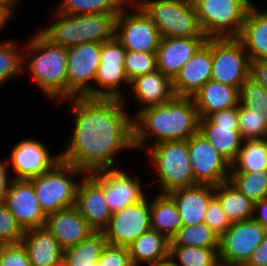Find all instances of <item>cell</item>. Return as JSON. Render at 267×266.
Instances as JSON below:
<instances>
[{"label": "cell", "instance_id": "obj_1", "mask_svg": "<svg viewBox=\"0 0 267 266\" xmlns=\"http://www.w3.org/2000/svg\"><path fill=\"white\" fill-rule=\"evenodd\" d=\"M64 102L71 103L74 124L66 147L59 152L62 161L89 174L116 169L118 154L135 151L128 103L119 98L73 97L57 104Z\"/></svg>", "mask_w": 267, "mask_h": 266}, {"label": "cell", "instance_id": "obj_2", "mask_svg": "<svg viewBox=\"0 0 267 266\" xmlns=\"http://www.w3.org/2000/svg\"><path fill=\"white\" fill-rule=\"evenodd\" d=\"M199 122L192 97L174 96L164 104L144 108L133 117L135 152L161 142L188 140L199 132Z\"/></svg>", "mask_w": 267, "mask_h": 266}, {"label": "cell", "instance_id": "obj_3", "mask_svg": "<svg viewBox=\"0 0 267 266\" xmlns=\"http://www.w3.org/2000/svg\"><path fill=\"white\" fill-rule=\"evenodd\" d=\"M35 33L24 45L23 74L30 73L49 101L67 100V48L51 43L39 31Z\"/></svg>", "mask_w": 267, "mask_h": 266}, {"label": "cell", "instance_id": "obj_4", "mask_svg": "<svg viewBox=\"0 0 267 266\" xmlns=\"http://www.w3.org/2000/svg\"><path fill=\"white\" fill-rule=\"evenodd\" d=\"M51 24L38 31L51 43L69 48L83 43H103L115 37L118 14L68 15L52 11Z\"/></svg>", "mask_w": 267, "mask_h": 266}, {"label": "cell", "instance_id": "obj_5", "mask_svg": "<svg viewBox=\"0 0 267 266\" xmlns=\"http://www.w3.org/2000/svg\"><path fill=\"white\" fill-rule=\"evenodd\" d=\"M147 152V153H146ZM144 153L157 176L150 185L159 183L158 193L168 194L174 190L196 185L190 162L187 140L166 141L154 144ZM157 180V181H156Z\"/></svg>", "mask_w": 267, "mask_h": 266}, {"label": "cell", "instance_id": "obj_6", "mask_svg": "<svg viewBox=\"0 0 267 266\" xmlns=\"http://www.w3.org/2000/svg\"><path fill=\"white\" fill-rule=\"evenodd\" d=\"M85 174L61 160L51 170L29 179L44 213L49 215L75 206L79 178Z\"/></svg>", "mask_w": 267, "mask_h": 266}, {"label": "cell", "instance_id": "obj_7", "mask_svg": "<svg viewBox=\"0 0 267 266\" xmlns=\"http://www.w3.org/2000/svg\"><path fill=\"white\" fill-rule=\"evenodd\" d=\"M151 18L161 37H206L192 0H134Z\"/></svg>", "mask_w": 267, "mask_h": 266}, {"label": "cell", "instance_id": "obj_8", "mask_svg": "<svg viewBox=\"0 0 267 266\" xmlns=\"http://www.w3.org/2000/svg\"><path fill=\"white\" fill-rule=\"evenodd\" d=\"M251 0H192L198 22L207 38L238 37Z\"/></svg>", "mask_w": 267, "mask_h": 266}, {"label": "cell", "instance_id": "obj_9", "mask_svg": "<svg viewBox=\"0 0 267 266\" xmlns=\"http://www.w3.org/2000/svg\"><path fill=\"white\" fill-rule=\"evenodd\" d=\"M115 37L125 50L148 53H157L161 40L154 22L134 0L116 17Z\"/></svg>", "mask_w": 267, "mask_h": 266}, {"label": "cell", "instance_id": "obj_10", "mask_svg": "<svg viewBox=\"0 0 267 266\" xmlns=\"http://www.w3.org/2000/svg\"><path fill=\"white\" fill-rule=\"evenodd\" d=\"M249 73L248 53L237 37L212 38L211 80L240 89Z\"/></svg>", "mask_w": 267, "mask_h": 266}, {"label": "cell", "instance_id": "obj_11", "mask_svg": "<svg viewBox=\"0 0 267 266\" xmlns=\"http://www.w3.org/2000/svg\"><path fill=\"white\" fill-rule=\"evenodd\" d=\"M266 228L254 219L232 223L219 237L221 266H244L262 243Z\"/></svg>", "mask_w": 267, "mask_h": 266}, {"label": "cell", "instance_id": "obj_12", "mask_svg": "<svg viewBox=\"0 0 267 266\" xmlns=\"http://www.w3.org/2000/svg\"><path fill=\"white\" fill-rule=\"evenodd\" d=\"M199 132L227 162L232 164L243 143L238 126V105L201 118Z\"/></svg>", "mask_w": 267, "mask_h": 266}, {"label": "cell", "instance_id": "obj_13", "mask_svg": "<svg viewBox=\"0 0 267 266\" xmlns=\"http://www.w3.org/2000/svg\"><path fill=\"white\" fill-rule=\"evenodd\" d=\"M101 43L67 48V99L84 97L92 88L100 65Z\"/></svg>", "mask_w": 267, "mask_h": 266}, {"label": "cell", "instance_id": "obj_14", "mask_svg": "<svg viewBox=\"0 0 267 266\" xmlns=\"http://www.w3.org/2000/svg\"><path fill=\"white\" fill-rule=\"evenodd\" d=\"M148 198L146 194L137 203L112 213L108 226L102 231L107 244L127 247L151 229Z\"/></svg>", "mask_w": 267, "mask_h": 266}, {"label": "cell", "instance_id": "obj_15", "mask_svg": "<svg viewBox=\"0 0 267 266\" xmlns=\"http://www.w3.org/2000/svg\"><path fill=\"white\" fill-rule=\"evenodd\" d=\"M10 151L7 163L12 179L29 180L40 176L61 161L60 153L51 155L42 141L31 137L20 140Z\"/></svg>", "mask_w": 267, "mask_h": 266}, {"label": "cell", "instance_id": "obj_16", "mask_svg": "<svg viewBox=\"0 0 267 266\" xmlns=\"http://www.w3.org/2000/svg\"><path fill=\"white\" fill-rule=\"evenodd\" d=\"M75 206L94 231H103L108 226L112 211L104 192V170L80 178Z\"/></svg>", "mask_w": 267, "mask_h": 266}, {"label": "cell", "instance_id": "obj_17", "mask_svg": "<svg viewBox=\"0 0 267 266\" xmlns=\"http://www.w3.org/2000/svg\"><path fill=\"white\" fill-rule=\"evenodd\" d=\"M187 144L197 184L217 186L228 181L231 164L212 147L200 132L190 137Z\"/></svg>", "mask_w": 267, "mask_h": 266}, {"label": "cell", "instance_id": "obj_18", "mask_svg": "<svg viewBox=\"0 0 267 266\" xmlns=\"http://www.w3.org/2000/svg\"><path fill=\"white\" fill-rule=\"evenodd\" d=\"M3 203L24 231L44 227L47 215L30 180L11 179Z\"/></svg>", "mask_w": 267, "mask_h": 266}, {"label": "cell", "instance_id": "obj_19", "mask_svg": "<svg viewBox=\"0 0 267 266\" xmlns=\"http://www.w3.org/2000/svg\"><path fill=\"white\" fill-rule=\"evenodd\" d=\"M212 78V38L196 51L172 80L177 97H192Z\"/></svg>", "mask_w": 267, "mask_h": 266}, {"label": "cell", "instance_id": "obj_20", "mask_svg": "<svg viewBox=\"0 0 267 266\" xmlns=\"http://www.w3.org/2000/svg\"><path fill=\"white\" fill-rule=\"evenodd\" d=\"M129 173L118 167L104 170V192L112 213L137 203L146 195L148 183L144 185L141 175Z\"/></svg>", "mask_w": 267, "mask_h": 266}, {"label": "cell", "instance_id": "obj_21", "mask_svg": "<svg viewBox=\"0 0 267 266\" xmlns=\"http://www.w3.org/2000/svg\"><path fill=\"white\" fill-rule=\"evenodd\" d=\"M129 90L128 95L122 99L123 102L127 104L129 95H132V100L140 106L136 112L132 113V117L144 108L164 104L175 96L172 80L158 69L132 79Z\"/></svg>", "mask_w": 267, "mask_h": 266}, {"label": "cell", "instance_id": "obj_22", "mask_svg": "<svg viewBox=\"0 0 267 266\" xmlns=\"http://www.w3.org/2000/svg\"><path fill=\"white\" fill-rule=\"evenodd\" d=\"M206 40L207 37H161L157 69L173 80Z\"/></svg>", "mask_w": 267, "mask_h": 266}, {"label": "cell", "instance_id": "obj_23", "mask_svg": "<svg viewBox=\"0 0 267 266\" xmlns=\"http://www.w3.org/2000/svg\"><path fill=\"white\" fill-rule=\"evenodd\" d=\"M44 227L63 250L78 245L94 232L76 206L47 215Z\"/></svg>", "mask_w": 267, "mask_h": 266}, {"label": "cell", "instance_id": "obj_24", "mask_svg": "<svg viewBox=\"0 0 267 266\" xmlns=\"http://www.w3.org/2000/svg\"><path fill=\"white\" fill-rule=\"evenodd\" d=\"M168 195L174 200L182 220V226L204 223L210 200L214 197V186L196 184L174 190Z\"/></svg>", "mask_w": 267, "mask_h": 266}, {"label": "cell", "instance_id": "obj_25", "mask_svg": "<svg viewBox=\"0 0 267 266\" xmlns=\"http://www.w3.org/2000/svg\"><path fill=\"white\" fill-rule=\"evenodd\" d=\"M21 243L32 266H54L63 260L64 250L45 227L26 230Z\"/></svg>", "mask_w": 267, "mask_h": 266}, {"label": "cell", "instance_id": "obj_26", "mask_svg": "<svg viewBox=\"0 0 267 266\" xmlns=\"http://www.w3.org/2000/svg\"><path fill=\"white\" fill-rule=\"evenodd\" d=\"M237 38L242 42L250 61L267 59V9H259L257 4H253L247 11Z\"/></svg>", "mask_w": 267, "mask_h": 266}, {"label": "cell", "instance_id": "obj_27", "mask_svg": "<svg viewBox=\"0 0 267 266\" xmlns=\"http://www.w3.org/2000/svg\"><path fill=\"white\" fill-rule=\"evenodd\" d=\"M200 119L209 114L235 107L239 104V88L213 80L207 81L192 96Z\"/></svg>", "mask_w": 267, "mask_h": 266}, {"label": "cell", "instance_id": "obj_28", "mask_svg": "<svg viewBox=\"0 0 267 266\" xmlns=\"http://www.w3.org/2000/svg\"><path fill=\"white\" fill-rule=\"evenodd\" d=\"M124 66L125 64L100 63L93 88L84 97L123 99L130 86Z\"/></svg>", "mask_w": 267, "mask_h": 266}, {"label": "cell", "instance_id": "obj_29", "mask_svg": "<svg viewBox=\"0 0 267 266\" xmlns=\"http://www.w3.org/2000/svg\"><path fill=\"white\" fill-rule=\"evenodd\" d=\"M170 240L162 233L150 229L127 246L133 266H144L169 256Z\"/></svg>", "mask_w": 267, "mask_h": 266}, {"label": "cell", "instance_id": "obj_30", "mask_svg": "<svg viewBox=\"0 0 267 266\" xmlns=\"http://www.w3.org/2000/svg\"><path fill=\"white\" fill-rule=\"evenodd\" d=\"M151 229L164 234L169 240L182 227V220L174 200L164 193L150 199Z\"/></svg>", "mask_w": 267, "mask_h": 266}, {"label": "cell", "instance_id": "obj_31", "mask_svg": "<svg viewBox=\"0 0 267 266\" xmlns=\"http://www.w3.org/2000/svg\"><path fill=\"white\" fill-rule=\"evenodd\" d=\"M214 196L231 224L253 219L254 203L228 181L214 186Z\"/></svg>", "mask_w": 267, "mask_h": 266}, {"label": "cell", "instance_id": "obj_32", "mask_svg": "<svg viewBox=\"0 0 267 266\" xmlns=\"http://www.w3.org/2000/svg\"><path fill=\"white\" fill-rule=\"evenodd\" d=\"M107 245L102 231H94L78 245L64 250L63 261L69 266H99L98 259Z\"/></svg>", "mask_w": 267, "mask_h": 266}, {"label": "cell", "instance_id": "obj_33", "mask_svg": "<svg viewBox=\"0 0 267 266\" xmlns=\"http://www.w3.org/2000/svg\"><path fill=\"white\" fill-rule=\"evenodd\" d=\"M260 171H267V139L243 141L230 172Z\"/></svg>", "mask_w": 267, "mask_h": 266}, {"label": "cell", "instance_id": "obj_34", "mask_svg": "<svg viewBox=\"0 0 267 266\" xmlns=\"http://www.w3.org/2000/svg\"><path fill=\"white\" fill-rule=\"evenodd\" d=\"M131 0H61L55 11L68 15L119 14Z\"/></svg>", "mask_w": 267, "mask_h": 266}, {"label": "cell", "instance_id": "obj_35", "mask_svg": "<svg viewBox=\"0 0 267 266\" xmlns=\"http://www.w3.org/2000/svg\"><path fill=\"white\" fill-rule=\"evenodd\" d=\"M174 266H221L219 248L169 246Z\"/></svg>", "mask_w": 267, "mask_h": 266}, {"label": "cell", "instance_id": "obj_36", "mask_svg": "<svg viewBox=\"0 0 267 266\" xmlns=\"http://www.w3.org/2000/svg\"><path fill=\"white\" fill-rule=\"evenodd\" d=\"M169 246L219 248V236L205 223L182 226L170 240Z\"/></svg>", "mask_w": 267, "mask_h": 266}, {"label": "cell", "instance_id": "obj_37", "mask_svg": "<svg viewBox=\"0 0 267 266\" xmlns=\"http://www.w3.org/2000/svg\"><path fill=\"white\" fill-rule=\"evenodd\" d=\"M18 42L17 39L0 41V86L23 75L24 46Z\"/></svg>", "mask_w": 267, "mask_h": 266}, {"label": "cell", "instance_id": "obj_38", "mask_svg": "<svg viewBox=\"0 0 267 266\" xmlns=\"http://www.w3.org/2000/svg\"><path fill=\"white\" fill-rule=\"evenodd\" d=\"M228 182L253 203L267 197V171L229 172Z\"/></svg>", "mask_w": 267, "mask_h": 266}, {"label": "cell", "instance_id": "obj_39", "mask_svg": "<svg viewBox=\"0 0 267 266\" xmlns=\"http://www.w3.org/2000/svg\"><path fill=\"white\" fill-rule=\"evenodd\" d=\"M239 104L250 112L267 117V90L248 77L239 89Z\"/></svg>", "mask_w": 267, "mask_h": 266}, {"label": "cell", "instance_id": "obj_40", "mask_svg": "<svg viewBox=\"0 0 267 266\" xmlns=\"http://www.w3.org/2000/svg\"><path fill=\"white\" fill-rule=\"evenodd\" d=\"M238 126L243 141L267 139V117L238 104Z\"/></svg>", "mask_w": 267, "mask_h": 266}, {"label": "cell", "instance_id": "obj_41", "mask_svg": "<svg viewBox=\"0 0 267 266\" xmlns=\"http://www.w3.org/2000/svg\"><path fill=\"white\" fill-rule=\"evenodd\" d=\"M124 67L129 81L137 76L154 72L157 70V54L126 50Z\"/></svg>", "mask_w": 267, "mask_h": 266}, {"label": "cell", "instance_id": "obj_42", "mask_svg": "<svg viewBox=\"0 0 267 266\" xmlns=\"http://www.w3.org/2000/svg\"><path fill=\"white\" fill-rule=\"evenodd\" d=\"M25 231L3 202H0V240L6 244L21 243Z\"/></svg>", "mask_w": 267, "mask_h": 266}, {"label": "cell", "instance_id": "obj_43", "mask_svg": "<svg viewBox=\"0 0 267 266\" xmlns=\"http://www.w3.org/2000/svg\"><path fill=\"white\" fill-rule=\"evenodd\" d=\"M207 224L219 237L231 226L219 200L214 196L207 207L204 217Z\"/></svg>", "mask_w": 267, "mask_h": 266}, {"label": "cell", "instance_id": "obj_44", "mask_svg": "<svg viewBox=\"0 0 267 266\" xmlns=\"http://www.w3.org/2000/svg\"><path fill=\"white\" fill-rule=\"evenodd\" d=\"M99 266H133L128 248L107 244L99 259Z\"/></svg>", "mask_w": 267, "mask_h": 266}, {"label": "cell", "instance_id": "obj_45", "mask_svg": "<svg viewBox=\"0 0 267 266\" xmlns=\"http://www.w3.org/2000/svg\"><path fill=\"white\" fill-rule=\"evenodd\" d=\"M0 266H32L22 243L7 244L0 256Z\"/></svg>", "mask_w": 267, "mask_h": 266}, {"label": "cell", "instance_id": "obj_46", "mask_svg": "<svg viewBox=\"0 0 267 266\" xmlns=\"http://www.w3.org/2000/svg\"><path fill=\"white\" fill-rule=\"evenodd\" d=\"M126 50L114 37L101 44L100 63L125 64Z\"/></svg>", "mask_w": 267, "mask_h": 266}, {"label": "cell", "instance_id": "obj_47", "mask_svg": "<svg viewBox=\"0 0 267 266\" xmlns=\"http://www.w3.org/2000/svg\"><path fill=\"white\" fill-rule=\"evenodd\" d=\"M249 77L267 90V59L250 61Z\"/></svg>", "mask_w": 267, "mask_h": 266}, {"label": "cell", "instance_id": "obj_48", "mask_svg": "<svg viewBox=\"0 0 267 266\" xmlns=\"http://www.w3.org/2000/svg\"><path fill=\"white\" fill-rule=\"evenodd\" d=\"M244 266H267V228L262 243L251 254Z\"/></svg>", "mask_w": 267, "mask_h": 266}, {"label": "cell", "instance_id": "obj_49", "mask_svg": "<svg viewBox=\"0 0 267 266\" xmlns=\"http://www.w3.org/2000/svg\"><path fill=\"white\" fill-rule=\"evenodd\" d=\"M6 161H1L0 159V202L4 201L7 194V190L11 181V176Z\"/></svg>", "mask_w": 267, "mask_h": 266}, {"label": "cell", "instance_id": "obj_50", "mask_svg": "<svg viewBox=\"0 0 267 266\" xmlns=\"http://www.w3.org/2000/svg\"><path fill=\"white\" fill-rule=\"evenodd\" d=\"M253 219L267 228V197L254 203Z\"/></svg>", "mask_w": 267, "mask_h": 266}, {"label": "cell", "instance_id": "obj_51", "mask_svg": "<svg viewBox=\"0 0 267 266\" xmlns=\"http://www.w3.org/2000/svg\"><path fill=\"white\" fill-rule=\"evenodd\" d=\"M14 12L6 5L0 3V31L8 25L10 19L14 16ZM9 20V21H8Z\"/></svg>", "mask_w": 267, "mask_h": 266}, {"label": "cell", "instance_id": "obj_52", "mask_svg": "<svg viewBox=\"0 0 267 266\" xmlns=\"http://www.w3.org/2000/svg\"><path fill=\"white\" fill-rule=\"evenodd\" d=\"M146 266H174L171 258L168 256L165 259L145 264Z\"/></svg>", "mask_w": 267, "mask_h": 266}, {"label": "cell", "instance_id": "obj_53", "mask_svg": "<svg viewBox=\"0 0 267 266\" xmlns=\"http://www.w3.org/2000/svg\"><path fill=\"white\" fill-rule=\"evenodd\" d=\"M23 0H0V3L8 6L13 12H16L17 6H19ZM18 4V5H17Z\"/></svg>", "mask_w": 267, "mask_h": 266}, {"label": "cell", "instance_id": "obj_54", "mask_svg": "<svg viewBox=\"0 0 267 266\" xmlns=\"http://www.w3.org/2000/svg\"><path fill=\"white\" fill-rule=\"evenodd\" d=\"M6 245L7 244L5 242H3L2 240H0V256H1L2 251L4 250V248H5Z\"/></svg>", "mask_w": 267, "mask_h": 266}, {"label": "cell", "instance_id": "obj_55", "mask_svg": "<svg viewBox=\"0 0 267 266\" xmlns=\"http://www.w3.org/2000/svg\"><path fill=\"white\" fill-rule=\"evenodd\" d=\"M54 266H69L65 261H61L60 263L54 265Z\"/></svg>", "mask_w": 267, "mask_h": 266}]
</instances>
